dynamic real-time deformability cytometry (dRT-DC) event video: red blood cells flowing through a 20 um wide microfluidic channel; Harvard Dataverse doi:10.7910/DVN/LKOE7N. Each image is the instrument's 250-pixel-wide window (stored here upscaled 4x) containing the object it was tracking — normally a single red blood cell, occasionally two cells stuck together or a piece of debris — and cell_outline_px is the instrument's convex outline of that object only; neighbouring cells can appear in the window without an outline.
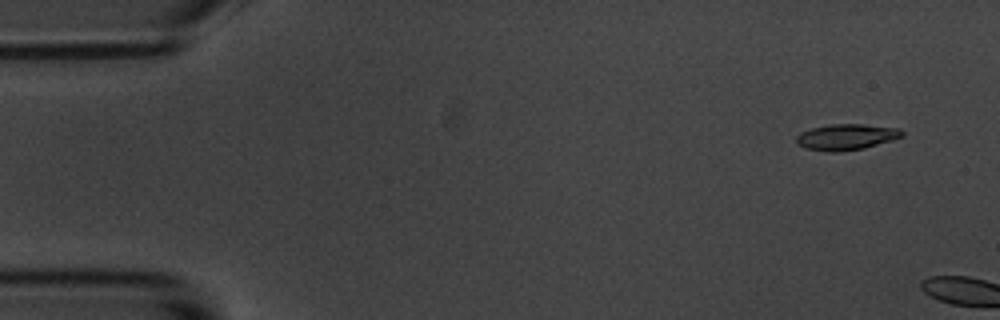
{"species": "common noctule bat (a hibernating species)", "species_latin": "Nyctalus noctula", "temperature_condition": "room temperature", "stored_images_in_passage": 3, "camera_frame_rate_fps": 3000, "um_per_image_px": 0.085, "animal": {"sex": "male", "body_mass_g": 20.1, "forearm_length_mm": 53.5}, "frame": {"image": 1, "passage_image": 2, "time_ms": 1.0, "image_size_px": [1000, 320], "cell_outline_px": [[904, 136], [892, 140], [864, 148], [840, 152], [828, 152], [804, 148], [796, 144], [796, 136], [800, 132], [812, 128], [832, 124], [864, 124], [900, 128], [904, 132]], "centroid_in_image_um": [71.93, 11.64], "position_along_channel_um": 13.1, "area_um2": 16.18}}